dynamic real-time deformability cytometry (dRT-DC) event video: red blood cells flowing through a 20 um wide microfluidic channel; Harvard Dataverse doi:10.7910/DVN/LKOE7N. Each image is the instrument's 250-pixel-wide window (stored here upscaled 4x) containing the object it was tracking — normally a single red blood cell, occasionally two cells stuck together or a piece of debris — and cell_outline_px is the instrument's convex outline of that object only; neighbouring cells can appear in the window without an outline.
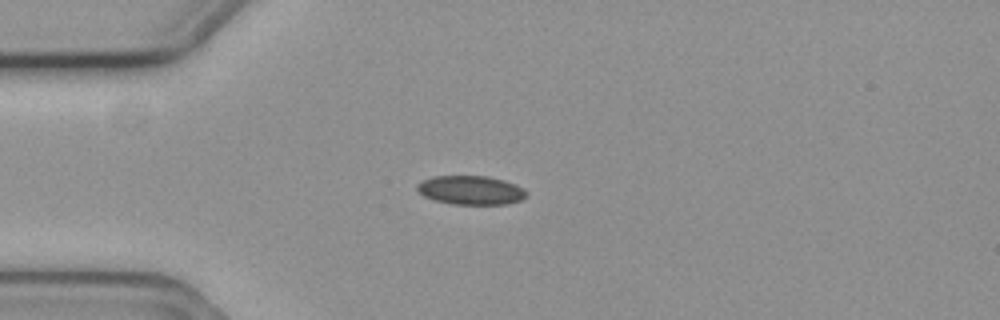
{"species": "common noctule bat (a hibernating species)", "species_latin": "Nyctalus noctula", "temperature_condition": "cold", "stored_images_in_passage": 5, "camera_frame_rate_fps": 3000, "um_per_image_px": 0.085, "animal": {"sex": "female", "body_mass_g": 19.3, "forearm_length_mm": 54.1}, "frame": {"image": 1, "passage_image": 1, "time_ms": 0.0, "image_size_px": [1000, 320], "cell_outline_px": [[528, 196], [520, 200], [508, 204], [452, 204], [436, 200], [424, 196], [416, 188], [416, 184], [420, 180], [432, 176], [488, 176], [504, 180], [516, 184], [524, 188], [528, 192]], "centroid_in_image_um": [40.04, 16.15], "position_along_channel_um": 45.0, "area_um2": 18.61}}
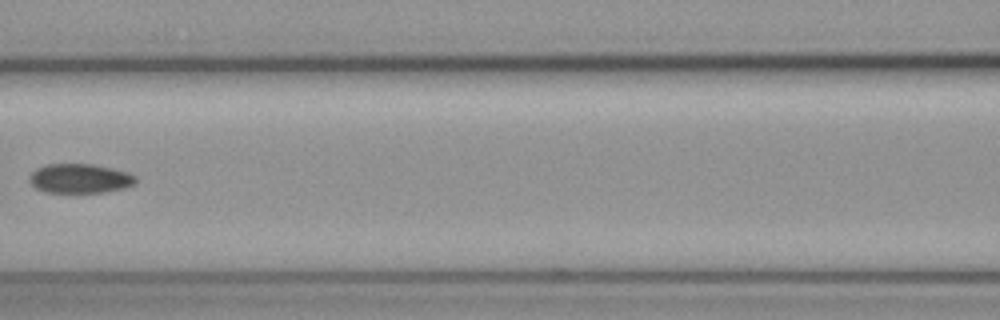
{"frame": {"image": 2, "passage_image": 4, "time_ms": 1.0, "image_size_px": [1000, 320], "cell_outline_px": [[136, 184], [124, 188], [104, 192], [44, 192], [36, 188], [28, 180], [28, 176], [36, 168], [48, 164], [92, 164], [112, 168], [128, 172], [136, 176]], "centroid_in_image_um": [6.79, 15.17], "position_along_channel_um": 159.8, "area_um2": 18.26}}
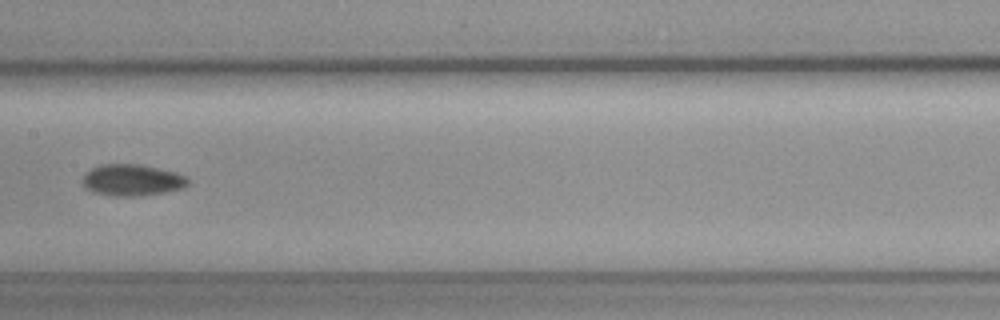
{"frame": {"image": 3, "passage_image": 5, "time_ms": 1.333, "image_size_px": [1000, 320], "cell_outline_px": [[188, 184], [184, 188], [164, 192], [140, 196], [112, 196], [92, 192], [84, 188], [80, 184], [84, 176], [92, 168], [100, 164], [140, 164], [176, 172], [184, 176], [188, 180]], "centroid_in_image_um": [11.19, 15.31], "position_along_channel_um": 196.2, "area_um2": 19.48}}